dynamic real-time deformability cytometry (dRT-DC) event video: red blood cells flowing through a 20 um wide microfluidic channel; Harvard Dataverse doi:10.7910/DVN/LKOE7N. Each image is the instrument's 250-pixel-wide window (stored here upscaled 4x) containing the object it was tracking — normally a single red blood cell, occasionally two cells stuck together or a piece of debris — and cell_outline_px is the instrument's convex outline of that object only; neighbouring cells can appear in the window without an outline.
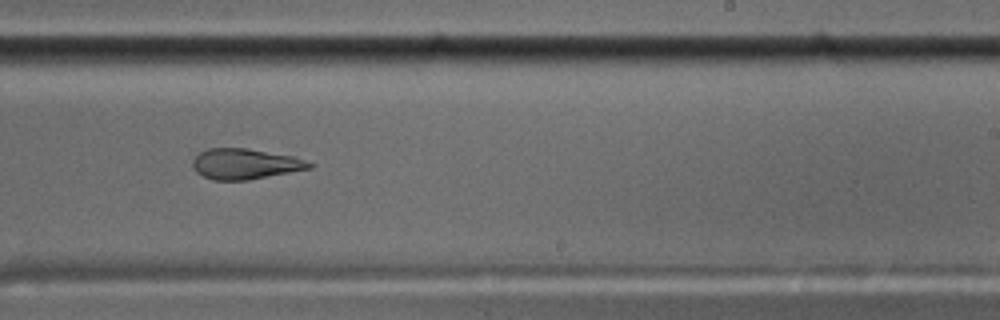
{"species": "common noctule bat (a hibernating species)", "species_latin": "Nyctalus noctula", "temperature_condition": "cold", "stored_images_in_passage": 45, "camera_frame_rate_fps": 3000, "um_per_image_px": 0.085, "animal": {"sex": "male", "body_mass_g": 17.5, "forearm_length_mm": 52.3}, "frame": {"image": 1, "passage_image": 23, "time_ms": 7.333, "image_size_px": [1000, 320], "cell_outline_px": [[316, 164], [312, 168], [248, 180], [212, 180], [196, 172], [192, 168], [192, 160], [200, 152], [208, 148], [248, 148], [292, 156]], "centroid_in_image_um": [20.82, 13.93], "position_along_channel_um": 268.2, "area_um2": 20.81}}
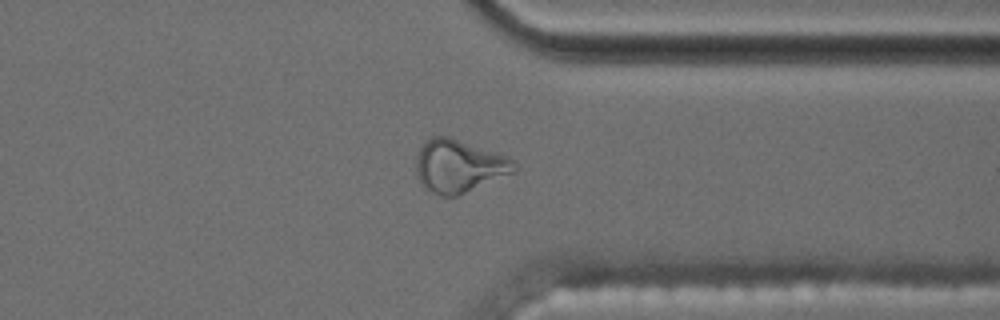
{"frame": {"image": 2, "passage_image": 32, "time_ms": 10.333, "image_size_px": [1000, 320], "cell_outline_px": [[516, 172], [456, 196], [440, 196], [428, 192], [420, 184], [416, 172], [416, 156], [420, 148], [428, 136], [448, 136], [508, 156], [516, 164]], "centroid_in_image_um": [38.98, 14.12], "position_along_channel_um": 372.4, "area_um2": 30.46}}
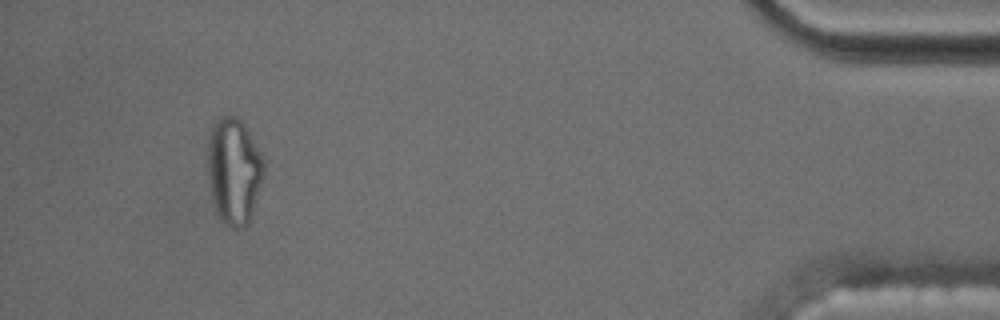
{"frame": {"image": 3, "passage_image": 41, "time_ms": 13.333, "image_size_px": [1000, 320], "cell_outline_px": [[264, 172], [248, 224], [244, 228], [232, 228], [224, 224], [220, 220], [216, 212], [212, 200], [208, 184], [208, 136], [212, 124], [220, 116], [236, 116], [240, 120], [248, 132], [260, 152], [264, 160]], "centroid_in_image_um": [19.84, 14.54], "position_along_channel_um": 415.4, "area_um2": 34.8}, "authors_computed_cell_mechanics": {"area_um2": 21.6172, "velocity_mm_per_s": 3.5223, "shape_relaxation_time_tau1_ms": null, "shape_relaxation_time_tau2_ms": 1.8901, "deformation_change_tau1": null, "deformation_change_tau2": 0.1068}}